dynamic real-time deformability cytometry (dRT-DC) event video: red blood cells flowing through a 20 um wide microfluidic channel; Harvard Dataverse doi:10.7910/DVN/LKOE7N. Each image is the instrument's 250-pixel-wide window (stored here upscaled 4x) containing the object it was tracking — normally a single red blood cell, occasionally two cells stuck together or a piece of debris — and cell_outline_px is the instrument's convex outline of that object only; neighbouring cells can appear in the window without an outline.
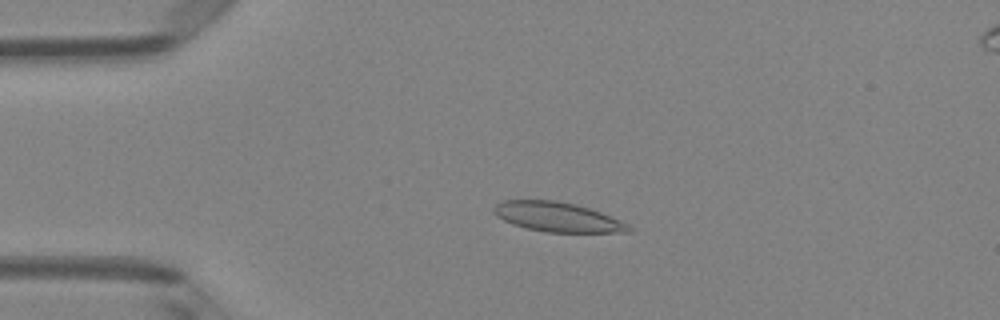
{"species": "Egyptian fruit bat (a non-hibernating species)", "species_latin": "Rousettus aegyptiacus", "temperature_condition": "room temperature", "stored_images_in_passage": 42, "camera_frame_rate_fps": 3000, "um_per_image_px": 0.085, "animal": {"sex": "female"}, "frame": {"image": 1, "passage_image": 4, "time_ms": 1.0, "image_size_px": [1000, 320], "cell_outline_px": [[636, 228], [632, 232], [548, 232], [528, 228], [512, 224], [496, 216], [492, 212], [492, 208], [496, 204], [504, 200], [556, 200], [576, 204], [600, 212], [628, 224]], "centroid_in_image_um": [47.39, 18.44], "position_along_channel_um": 37.6, "area_um2": 23.24}}
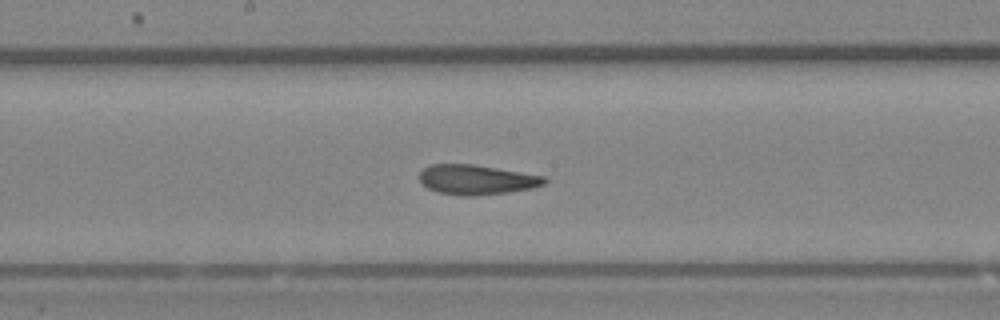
{"frame": {"image": 2, "passage_image": 19, "time_ms": 6.0, "image_size_px": [1000, 320], "cell_outline_px": [[548, 180], [544, 184], [532, 188], [508, 192], [472, 196], [464, 196], [436, 192], [420, 184], [420, 172], [424, 168], [432, 164], [472, 164], [544, 176]], "centroid_in_image_um": [40.48, 15.28], "position_along_channel_um": 207.7, "area_um2": 21.62}}
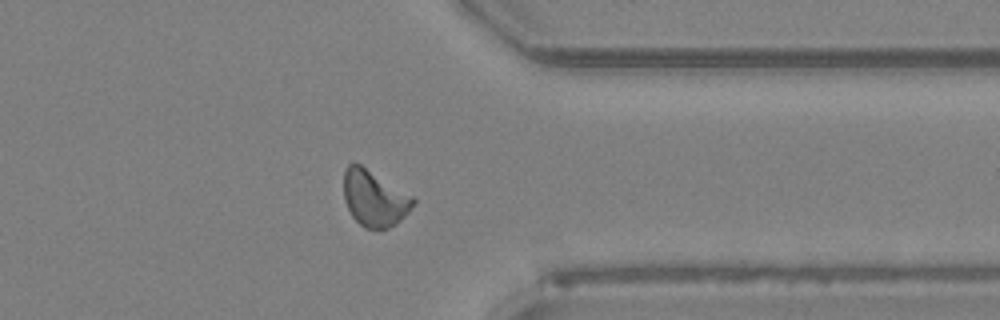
{"frame": {"image": 3, "passage_image": 32, "time_ms": 10.333, "image_size_px": [1000, 320], "cell_outline_px": [[416, 204], [396, 224], [388, 228], [364, 228], [352, 216], [344, 200], [344, 168], [348, 164], [360, 164], [416, 196]], "centroid_in_image_um": [31.86, 16.84], "position_along_channel_um": 379.5, "area_um2": 22.95}, "authors_computed_cell_mechanics": {"area_um2": 22.0218, "velocity_mm_per_s": 4.1012, "shape_relaxation_time_tau1_ms": 4.826, "shape_relaxation_time_tau2_ms": 1.6702, "deformation_change_tau1": 0.165, "deformation_change_tau2": 0.0959}}